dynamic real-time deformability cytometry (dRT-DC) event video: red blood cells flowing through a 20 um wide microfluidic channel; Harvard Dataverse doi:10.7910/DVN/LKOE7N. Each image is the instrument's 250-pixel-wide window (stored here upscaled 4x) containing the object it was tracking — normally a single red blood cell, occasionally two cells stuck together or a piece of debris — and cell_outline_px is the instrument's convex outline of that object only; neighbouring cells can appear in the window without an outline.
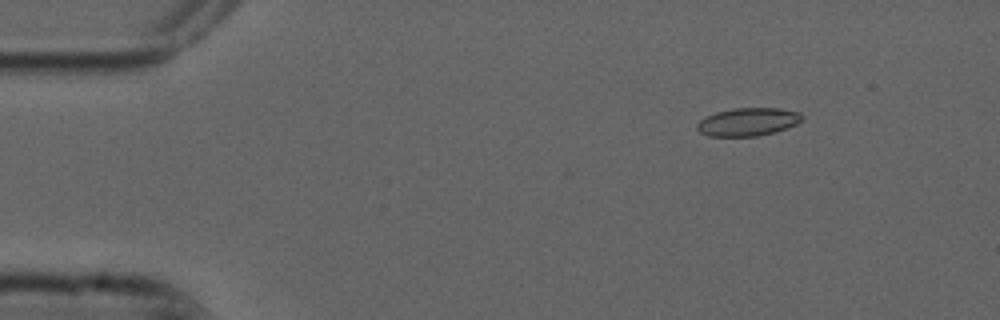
{"species": "common noctule bat (a hibernating species)", "species_latin": "Nyctalus noctula", "temperature_condition": "cold", "stored_images_in_passage": 6, "camera_frame_rate_fps": 3000, "um_per_image_px": 0.085, "animal": {"sex": "male", "forearm_length_mm": 52.5}, "frame": {"image": 1, "passage_image": 2, "time_ms": 0.333, "image_size_px": [1000, 320], "cell_outline_px": [[804, 120], [796, 124], [772, 132], [756, 136], [708, 136], [700, 132], [696, 128], [696, 124], [704, 116], [716, 112], [736, 108], [780, 108], [800, 112], [804, 116]], "centroid_in_image_um": [63.56, 10.35], "position_along_channel_um": 21.4, "area_um2": 17.17}}
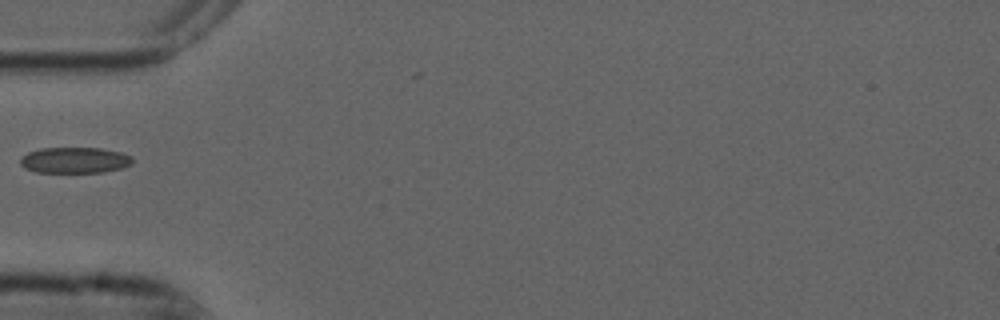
{"frame": {"image": 2, "passage_image": 5, "time_ms": 1.333, "image_size_px": [1000, 320], "cell_outline_px": [[132, 164], [120, 168], [104, 172], [36, 172], [24, 168], [20, 164], [20, 156], [28, 152], [40, 148], [100, 148], [120, 152], [132, 156]], "centroid_in_image_um": [6.32, 13.61], "position_along_channel_um": 78.7, "area_um2": 16.99}}
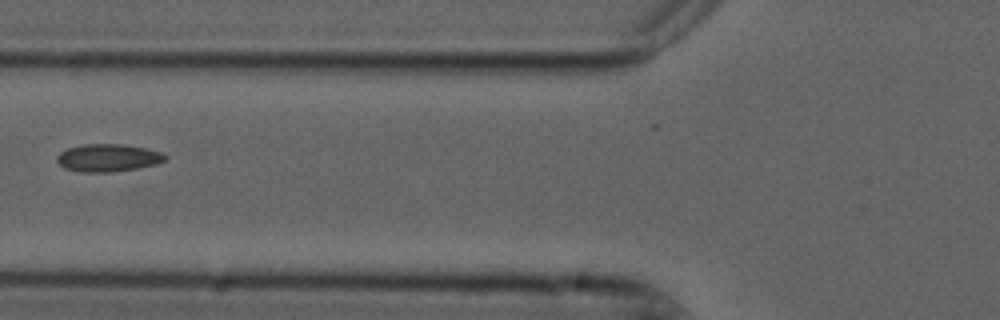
{"frame": {"image": 3, "passage_image": 6, "time_ms": 1.667, "image_size_px": [1000, 320], "cell_outline_px": [[168, 160], [156, 164], [136, 168], [112, 172], [80, 172], [64, 168], [56, 160], [56, 156], [60, 152], [68, 148], [84, 144], [124, 144], [148, 148], [160, 152], [168, 156]], "centroid_in_image_um": [9.2, 13.41], "position_along_channel_um": 116.6, "area_um2": 17.57}}